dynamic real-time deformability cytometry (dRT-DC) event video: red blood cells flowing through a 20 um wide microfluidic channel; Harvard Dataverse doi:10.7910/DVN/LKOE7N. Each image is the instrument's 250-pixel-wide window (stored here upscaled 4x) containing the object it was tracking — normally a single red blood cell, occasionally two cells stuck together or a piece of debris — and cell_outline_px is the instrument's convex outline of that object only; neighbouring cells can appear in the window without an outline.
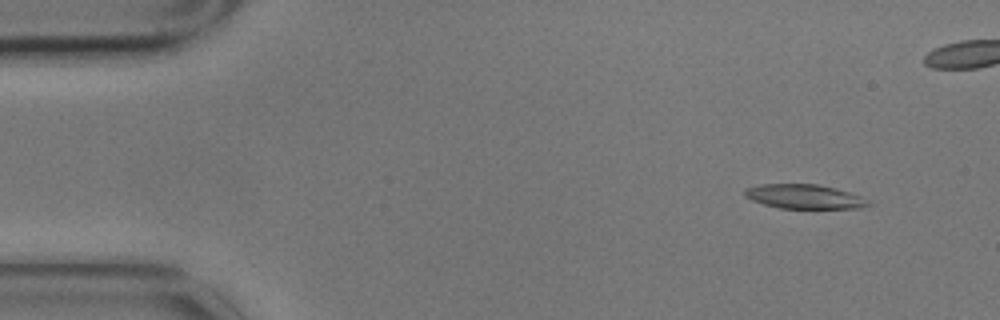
{"species": "common noctule bat (a hibernating species)", "species_latin": "Nyctalus noctula", "temperature_condition": "cold", "stored_images_in_passage": 6, "camera_frame_rate_fps": 3000, "um_per_image_px": 0.085, "animal": {"sex": "male", "body_mass_g": 17.9}, "frame": {"image": 1, "passage_image": 2, "time_ms": 0.333, "image_size_px": [1000, 320], "cell_outline_px": [[872, 204], [860, 208], [780, 208], [764, 204], [752, 200], [744, 196], [744, 188], [760, 184], [816, 184], [836, 188], [860, 196], [868, 200]], "centroid_in_image_um": [68.34, 16.7], "position_along_channel_um": 16.7, "area_um2": 17.46}}